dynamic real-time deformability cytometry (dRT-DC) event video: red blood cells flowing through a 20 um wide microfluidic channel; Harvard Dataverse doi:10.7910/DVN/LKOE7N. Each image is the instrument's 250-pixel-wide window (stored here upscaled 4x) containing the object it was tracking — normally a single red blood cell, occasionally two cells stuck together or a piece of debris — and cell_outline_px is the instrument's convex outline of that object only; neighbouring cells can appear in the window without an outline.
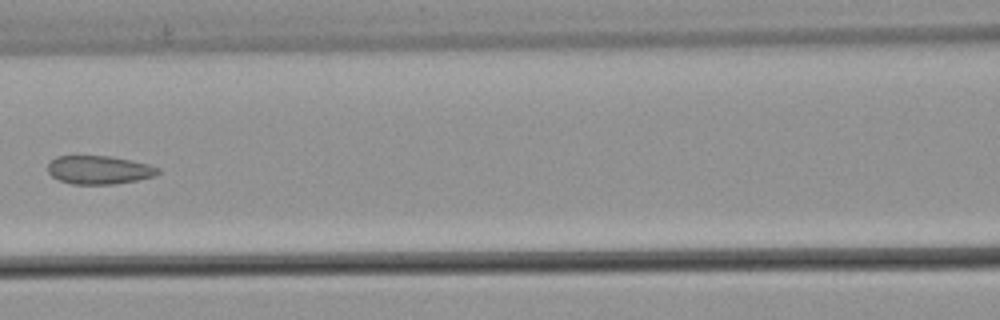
{"species": "common noctule bat (a hibernating species)", "species_latin": "Nyctalus noctula", "temperature_condition": "warm", "stored_images_in_passage": 6, "camera_frame_rate_fps": 3000, "um_per_image_px": 0.085, "animal": {"sex": "male", "body_mass_g": 21.5, "forearm_length_mm": 52.0}, "frame": {"image": 1, "passage_image": 6, "time_ms": 1.667, "image_size_px": [1000, 320], "cell_outline_px": [[160, 172], [152, 176], [136, 180], [112, 184], [72, 184], [60, 180], [52, 176], [48, 172], [48, 164], [56, 156], [112, 156], [148, 164], [160, 168]], "centroid_in_image_um": [8.41, 14.43], "position_along_channel_um": 158.2, "area_um2": 18.09}}